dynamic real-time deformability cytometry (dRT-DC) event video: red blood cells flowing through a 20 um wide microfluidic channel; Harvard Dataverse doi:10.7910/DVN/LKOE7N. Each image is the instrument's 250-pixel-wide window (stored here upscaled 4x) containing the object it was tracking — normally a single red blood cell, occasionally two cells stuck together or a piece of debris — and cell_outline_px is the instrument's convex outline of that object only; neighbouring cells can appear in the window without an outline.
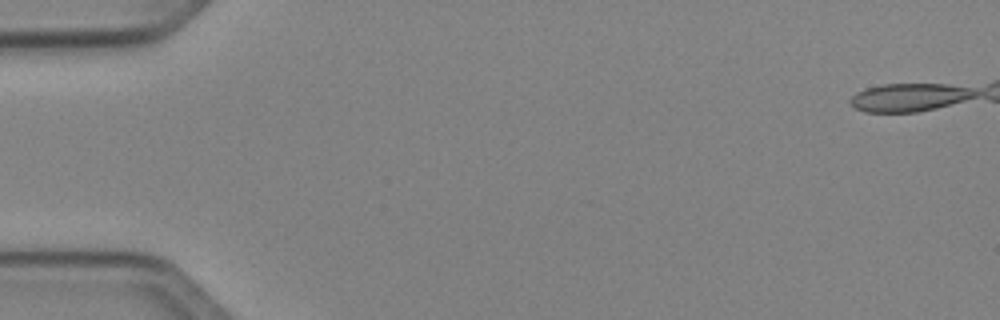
{"species": "Egyptian fruit bat (a non-hibernating species)", "species_latin": "Rousettus aegyptiacus", "temperature_condition": "cold", "stored_images_in_passage": 44, "camera_frame_rate_fps": 3000, "um_per_image_px": 0.085, "animal": {"sex": "female"}, "frame": {"image": 1, "passage_image": 1, "time_ms": 0.0, "image_size_px": [1000, 320], "cell_outline_px": [[976, 92], [972, 96], [960, 100], [932, 108], [912, 112], [872, 112], [860, 108], [852, 104], [856, 96], [860, 92], [872, 88], [892, 84], [936, 84], [960, 88]], "centroid_in_image_um": [77.24, 8.28], "position_along_channel_um": 7.8, "area_um2": 18.32}}
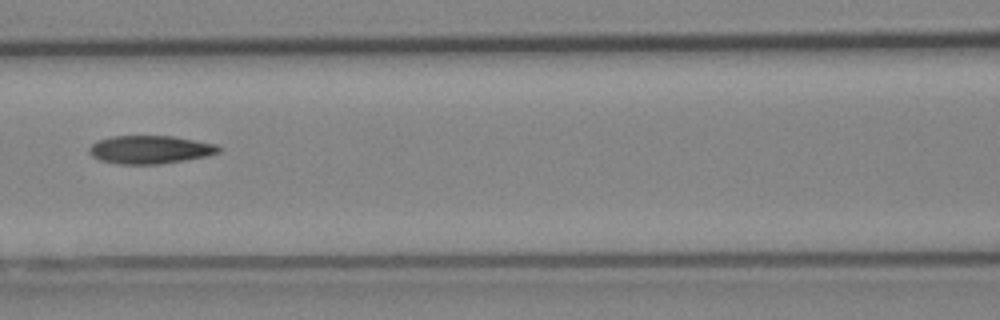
{"frame": {"image": 2, "passage_image": 23, "time_ms": 7.333, "image_size_px": [1000, 320], "cell_outline_px": [[216, 152], [176, 160], [108, 160], [96, 156], [92, 152], [92, 148], [96, 144], [104, 140], [124, 136], [164, 136], [208, 144], [216, 148]], "centroid_in_image_um": [12.74, 12.63], "position_along_channel_um": 153.9, "area_um2": 17.22}}
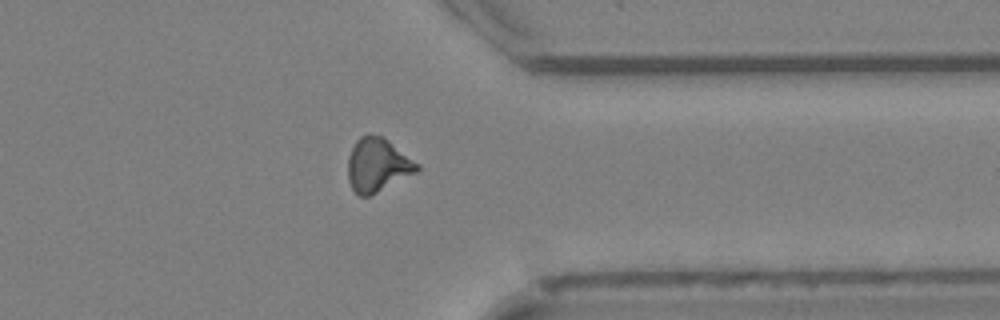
{"frame": {"image": 3, "passage_image": 40, "time_ms": 13.0, "image_size_px": [1000, 320], "cell_outline_px": [[420, 168], [368, 196], [364, 196], [356, 192], [352, 188], [348, 172], [348, 160], [356, 144], [364, 136], [380, 136], [416, 164]], "centroid_in_image_um": [32.03, 14.06], "position_along_channel_um": 379.4, "area_um2": 19.54}}